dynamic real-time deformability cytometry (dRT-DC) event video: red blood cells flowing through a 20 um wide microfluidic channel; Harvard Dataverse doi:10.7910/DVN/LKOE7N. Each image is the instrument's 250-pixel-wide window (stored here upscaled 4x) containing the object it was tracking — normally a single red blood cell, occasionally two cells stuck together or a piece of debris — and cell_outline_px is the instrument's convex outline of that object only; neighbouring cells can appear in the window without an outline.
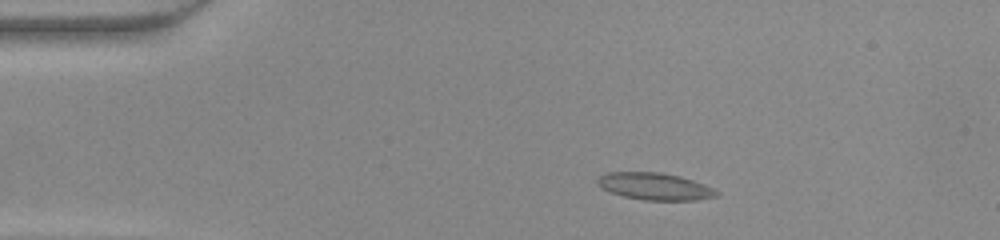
{"species": "common noctule bat (a hibernating species)", "species_latin": "Nyctalus noctula", "temperature_condition": "warm", "stored_images_in_passage": 47, "camera_frame_rate_fps": 3000, "um_per_image_px": 0.085, "animal": {"sex": "female", "body_mass_g": 22.0, "forearm_length_mm": 56.7}, "frame": {"image": 1, "passage_image": 7, "time_ms": 2.0, "image_size_px": [1000, 240], "cell_outline_px": [[720, 196], [696, 200], [644, 200], [624, 196], [608, 192], [600, 188], [596, 184], [596, 180], [600, 176], [608, 172], [660, 172], [680, 176], [704, 184], [720, 192]], "centroid_in_image_um": [55.64, 15.84], "position_along_channel_um": 29.4, "area_um2": 18.96}}
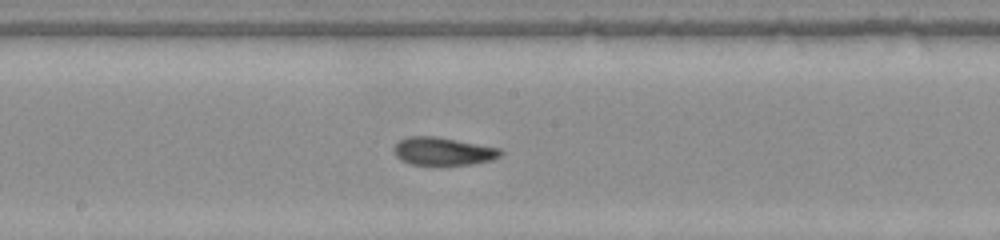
{"frame": {"image": 2, "passage_image": 24, "time_ms": 7.667, "image_size_px": [1000, 240], "cell_outline_px": [[504, 152], [500, 156], [492, 160], [472, 164], [412, 164], [400, 160], [396, 156], [392, 148], [400, 140], [408, 136], [436, 136], [500, 148]], "centroid_in_image_um": [37.66, 12.85], "position_along_channel_um": 210.5, "area_um2": 17.28}}
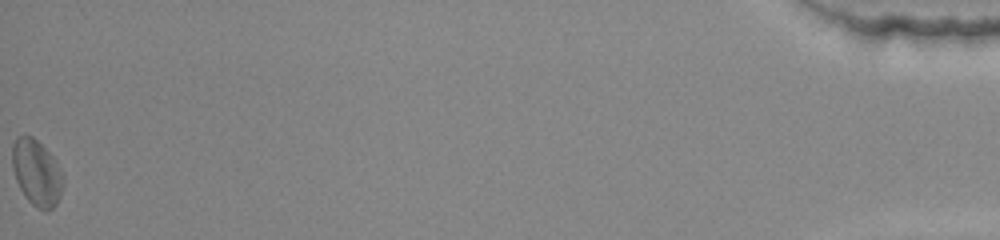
{"frame": {"image": 3, "passage_image": 47, "time_ms": 15.333, "image_size_px": [1000, 240], "cell_outline_px": [[64, 184], [60, 196], [56, 204], [48, 212], [44, 212], [36, 208], [28, 200], [20, 188], [16, 180], [12, 168], [12, 144], [16, 136], [32, 136], [56, 160], [64, 176]], "centroid_in_image_um": [3.12, 14.71], "position_along_channel_um": 432.1, "area_um2": 19.77}}